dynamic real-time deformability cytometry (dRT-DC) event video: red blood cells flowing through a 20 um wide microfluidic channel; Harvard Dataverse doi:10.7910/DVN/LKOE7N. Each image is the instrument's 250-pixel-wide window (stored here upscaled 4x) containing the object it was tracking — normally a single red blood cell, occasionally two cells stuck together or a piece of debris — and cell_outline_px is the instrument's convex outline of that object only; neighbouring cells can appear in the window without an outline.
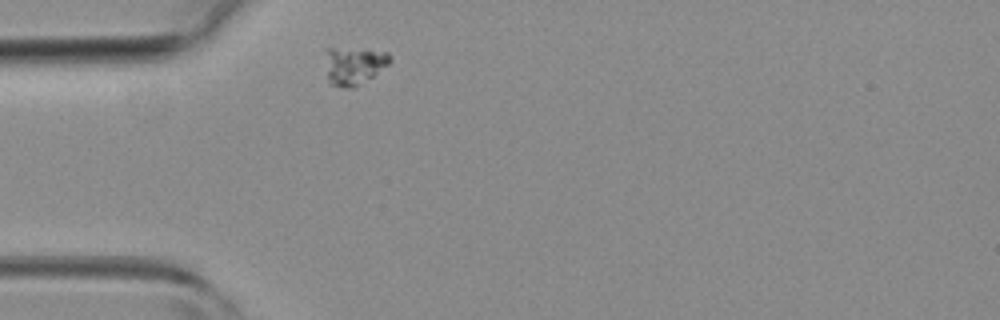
{"species": "common noctule bat (a hibernating species)", "species_latin": "Nyctalus noctula", "temperature_condition": "room temperature", "stored_images_in_passage": 1, "camera_frame_rate_fps": 3000, "um_per_image_px": 0.085, "animal": {"sex": "female", "body_mass_g": 19.3, "forearm_length_mm": 54.1}, "frame": {"image": 1, "passage_image": 1, "time_ms": 0.0, "image_size_px": [1000, 320], "cell_outline_px": [[392, 60], [388, 64], [372, 76], [352, 88], [344, 88], [332, 84], [328, 80], [324, 48], [332, 48], [388, 52], [392, 56]], "centroid_in_image_um": [30.05, 5.57], "position_along_channel_um": 54.9, "area_um2": 13.93}}